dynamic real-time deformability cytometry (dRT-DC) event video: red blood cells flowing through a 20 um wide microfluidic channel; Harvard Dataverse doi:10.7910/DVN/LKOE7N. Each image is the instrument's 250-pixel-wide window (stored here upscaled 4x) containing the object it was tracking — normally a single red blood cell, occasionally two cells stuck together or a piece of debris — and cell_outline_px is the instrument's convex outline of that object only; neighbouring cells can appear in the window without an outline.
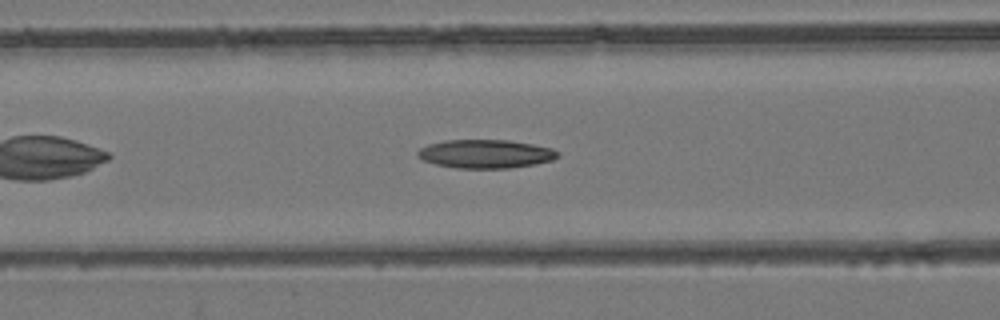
{"species": "common noctule bat (a hibernating species)", "species_latin": "Nyctalus noctula", "temperature_condition": "room temperature", "stored_images_in_passage": 41, "camera_frame_rate_fps": 3000, "um_per_image_px": 0.085, "animal": {"sex": "female", "body_mass_g": 24.6, "forearm_length_mm": 56.2}, "frame": {"image": 1, "passage_image": 9, "time_ms": 2.667, "image_size_px": [1000, 320], "cell_outline_px": [[560, 156], [552, 160], [536, 164], [508, 168], [456, 168], [436, 164], [424, 160], [416, 156], [416, 152], [420, 148], [428, 144], [444, 140], [508, 140], [532, 144], [552, 148], [560, 152]], "centroid_in_image_um": [41.28, 13.08], "position_along_channel_um": 125.3, "area_um2": 23.41}}
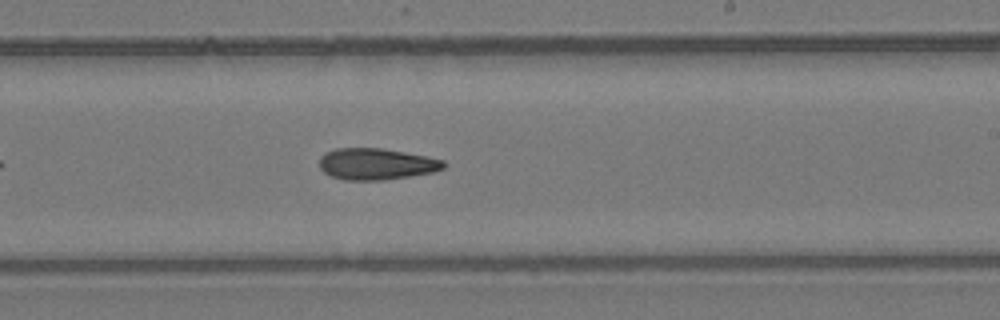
{"frame": {"image": 2, "passage_image": 19, "time_ms": 6.0, "image_size_px": [1000, 320], "cell_outline_px": [[444, 168], [432, 172], [408, 176], [380, 180], [344, 180], [332, 176], [324, 172], [320, 168], [320, 156], [324, 152], [336, 148], [380, 148], [404, 152], [444, 160]], "centroid_in_image_um": [31.93, 13.93], "position_along_channel_um": 257.1, "area_um2": 22.54}}
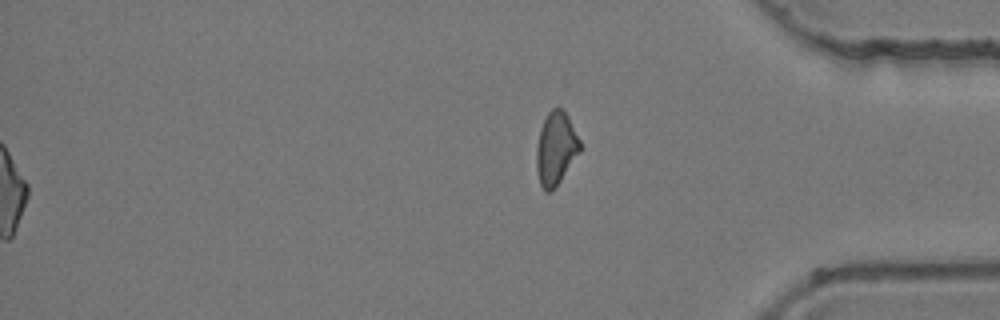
{"frame": {"image": 3, "passage_image": 41, "time_ms": 13.333, "image_size_px": [1000, 320], "cell_outline_px": [[580, 152], [552, 192], [544, 192], [540, 184], [536, 168], [536, 148], [540, 128], [548, 112], [552, 108], [560, 108], [568, 116], [580, 140]], "centroid_in_image_um": [47.23, 12.64], "position_along_channel_um": 388.0, "area_um2": 18.5}, "authors_computed_cell_mechanics": {"area_um2": 22.5998, "velocity_mm_per_s": 3.956, "shape_relaxation_time_tau1_ms": 11.1041, "shape_relaxation_time_tau2_ms": 8.7117, "deformation_change_tau1": 0.2162, "deformation_change_tau2": 0.2058}}